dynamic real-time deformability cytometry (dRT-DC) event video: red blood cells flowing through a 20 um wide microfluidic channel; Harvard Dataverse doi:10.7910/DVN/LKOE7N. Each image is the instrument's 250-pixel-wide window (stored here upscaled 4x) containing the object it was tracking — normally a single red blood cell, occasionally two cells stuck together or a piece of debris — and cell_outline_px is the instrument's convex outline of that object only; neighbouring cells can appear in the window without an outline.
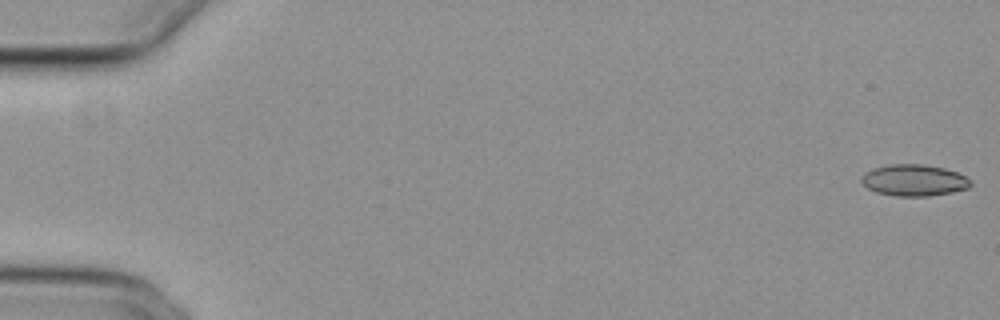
{"species": "common noctule bat (a hibernating species)", "species_latin": "Nyctalus noctula", "temperature_condition": "cold", "stored_images_in_passage": 54, "camera_frame_rate_fps": 3000, "um_per_image_px": 0.085, "animal": {"sex": "female", "body_mass_g": 29.2, "forearm_length_mm": 56.3}, "frame": {"image": 1, "passage_image": 1, "time_ms": 0.0, "image_size_px": [1000, 320], "cell_outline_px": [[972, 184], [968, 188], [952, 192], [928, 196], [896, 196], [876, 192], [868, 188], [860, 180], [860, 176], [864, 172], [872, 168], [888, 164], [924, 164], [944, 168], [956, 172], [972, 180]], "centroid_in_image_um": [77.67, 15.31], "position_along_channel_um": 7.3, "area_um2": 20.17}}
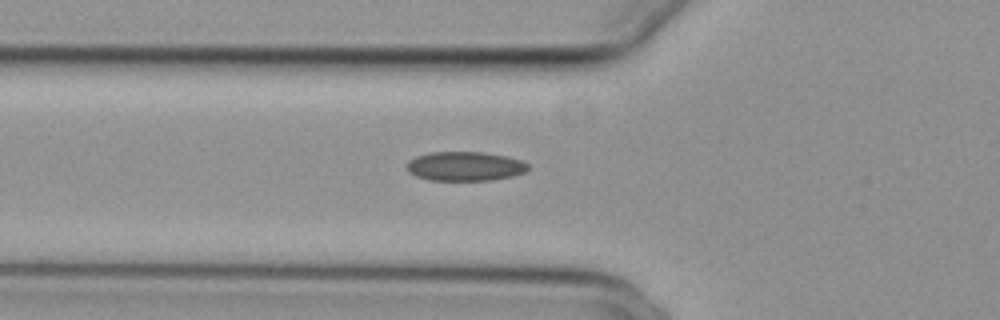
{"frame": {"image": 2, "passage_image": 20, "time_ms": 6.333, "image_size_px": [1000, 320], "cell_outline_px": [[528, 168], [524, 172], [512, 176], [492, 180], [428, 180], [416, 176], [408, 172], [408, 160], [416, 156], [432, 152], [484, 152], [508, 156], [520, 160], [528, 164]], "centroid_in_image_um": [39.52, 14.13], "position_along_channel_um": 86.3, "area_um2": 20.63}}
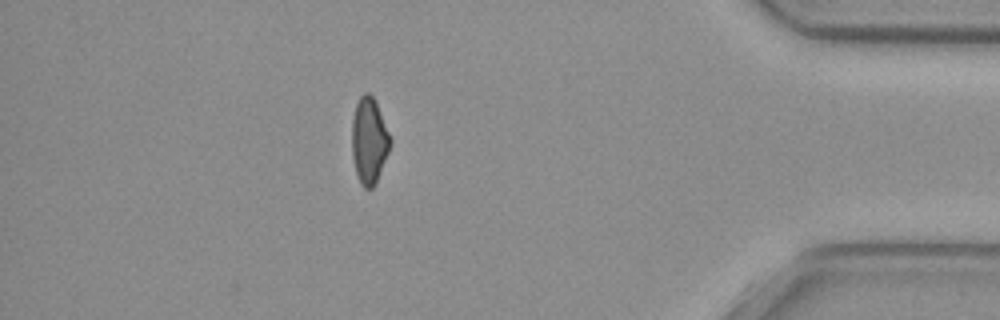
{"frame": {"image": 3, "passage_image": 48, "time_ms": 15.667, "image_size_px": [1000, 320], "cell_outline_px": [[392, 140], [388, 152], [376, 184], [372, 188], [364, 188], [360, 184], [356, 176], [352, 156], [352, 120], [356, 104], [360, 96], [364, 92], [368, 92], [376, 100]], "centroid_in_image_um": [31.37, 11.96], "position_along_channel_um": 403.8, "area_um2": 19.48}, "authors_computed_cell_mechanics": {"area_um2": 20.1144, "velocity_mm_per_s": 3.8501, "shape_relaxation_time_tau1_ms": null, "shape_relaxation_time_tau2_ms": 6.2383, "deformation_change_tau1": null, "deformation_change_tau2": 0.1198}}